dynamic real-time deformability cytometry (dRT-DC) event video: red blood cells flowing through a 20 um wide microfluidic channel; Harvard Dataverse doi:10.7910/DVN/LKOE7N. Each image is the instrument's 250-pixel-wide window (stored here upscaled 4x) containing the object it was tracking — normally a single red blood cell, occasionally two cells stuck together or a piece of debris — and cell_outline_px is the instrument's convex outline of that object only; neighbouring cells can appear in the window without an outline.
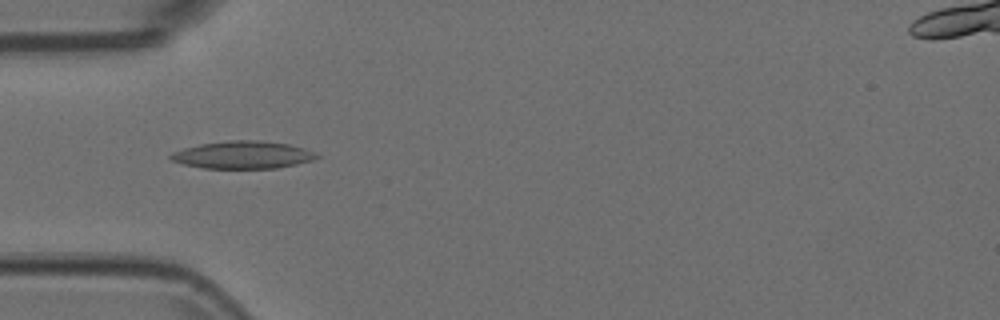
{"species": "Egyptian fruit bat (a non-hibernating species)", "species_latin": "Rousettus aegyptiacus", "temperature_condition": "room temperature", "stored_images_in_passage": 52, "camera_frame_rate_fps": 3000, "um_per_image_px": 0.085, "animal": {"sex": "female"}, "frame": {"image": 1, "passage_image": 15, "time_ms": 4.667, "image_size_px": [1000, 320], "cell_outline_px": [[320, 156], [312, 160], [296, 164], [276, 168], [204, 168], [184, 164], [172, 160], [168, 156], [172, 152], [184, 148], [200, 144], [228, 140], [256, 140], [288, 144], [304, 148], [316, 152]], "centroid_in_image_um": [20.64, 13.16], "position_along_channel_um": 64.4, "area_um2": 23.29}}
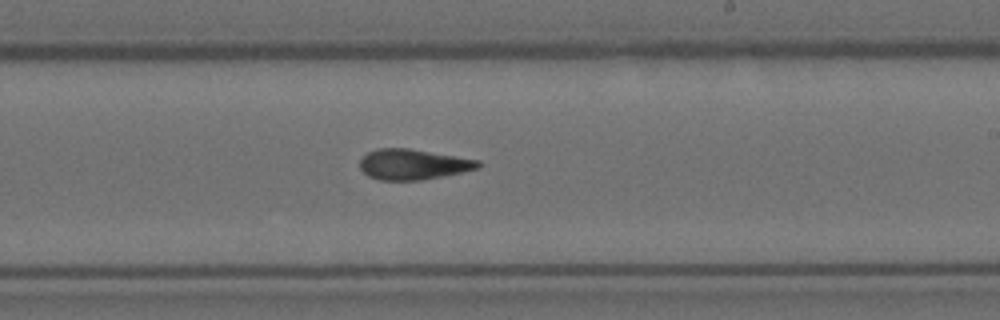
{"frame": {"image": 2, "passage_image": 30, "time_ms": 9.667, "image_size_px": [1000, 320], "cell_outline_px": [[480, 168], [420, 180], [380, 180], [368, 176], [360, 168], [360, 160], [368, 152], [380, 148], [408, 148], [480, 160]], "centroid_in_image_um": [35.1, 13.97], "position_along_channel_um": 253.9, "area_um2": 20.75}}
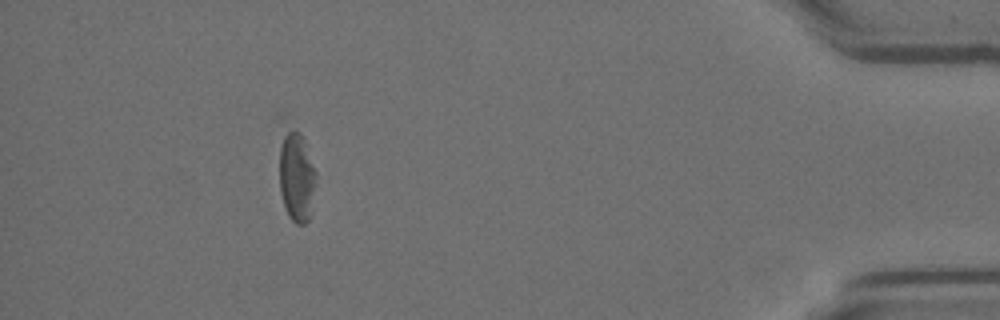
{"frame": {"image": 3, "passage_image": 47, "time_ms": 15.333, "image_size_px": [1000, 320], "cell_outline_px": [[316, 172], [312, 212], [308, 220], [304, 224], [296, 224], [288, 216], [284, 208], [280, 192], [280, 148], [284, 136], [288, 128], [292, 128], [300, 132], [304, 140]], "centroid_in_image_um": [25.21, 15.07], "position_along_channel_um": 410.0, "area_um2": 19.19}}